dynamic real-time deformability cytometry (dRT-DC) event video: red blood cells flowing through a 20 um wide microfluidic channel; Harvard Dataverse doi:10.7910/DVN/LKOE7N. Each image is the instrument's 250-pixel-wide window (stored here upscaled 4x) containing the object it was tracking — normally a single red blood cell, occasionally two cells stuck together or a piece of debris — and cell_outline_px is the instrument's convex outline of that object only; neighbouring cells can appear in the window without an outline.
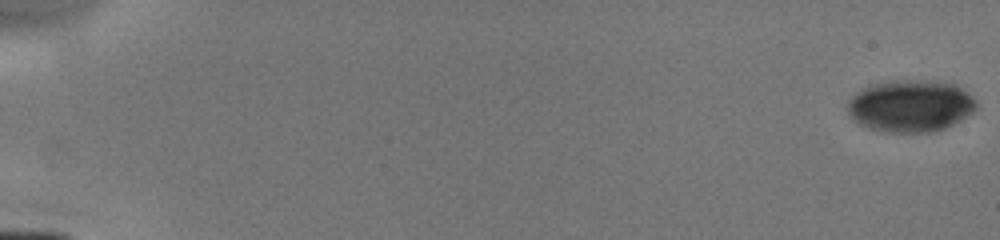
{"species": "human", "species_latin": "Homo sapiens", "temperature_condition": "cold", "stored_images_in_passage": 7, "segment_of_instrument_passage": [1, 2], "camera_frame_rate_fps": 3000, "um_per_image_px": 0.085, "donor": {"sex": "male"}, "frame": {"image": 1, "passage_image": 1, "time_ms": 0.0, "image_size_px": [1000, 240], "cell_outline_px": [[976, 108], [972, 112], [960, 120], [944, 128], [928, 132], [888, 132], [872, 128], [860, 124], [848, 112], [848, 100], [856, 92], [872, 84], [956, 84], [968, 92], [976, 100]], "centroid_in_image_um": [77.4, 9.07], "position_along_channel_um": 7.6, "area_um2": 37.05}}
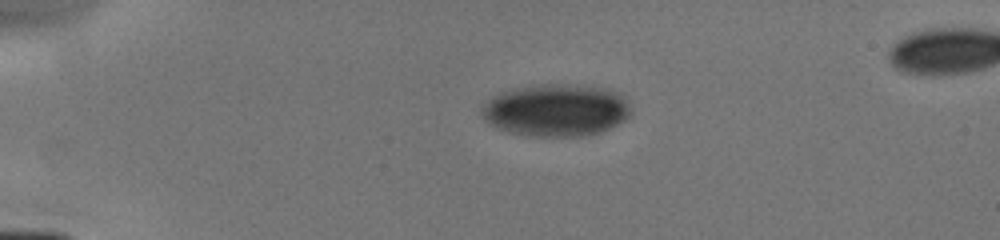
{"frame": {"image": 2, "passage_image": 5, "time_ms": 4.0, "image_size_px": [1000, 240], "cell_outline_px": [[632, 112], [624, 120], [608, 128], [596, 132], [580, 136], [532, 136], [508, 132], [496, 128], [480, 112], [488, 100], [492, 96], [500, 92], [516, 88], [540, 84], [580, 84], [604, 88], [616, 92], [624, 96]], "centroid_in_image_um": [47.27, 9.35], "position_along_channel_um": 37.7, "area_um2": 45.2}}